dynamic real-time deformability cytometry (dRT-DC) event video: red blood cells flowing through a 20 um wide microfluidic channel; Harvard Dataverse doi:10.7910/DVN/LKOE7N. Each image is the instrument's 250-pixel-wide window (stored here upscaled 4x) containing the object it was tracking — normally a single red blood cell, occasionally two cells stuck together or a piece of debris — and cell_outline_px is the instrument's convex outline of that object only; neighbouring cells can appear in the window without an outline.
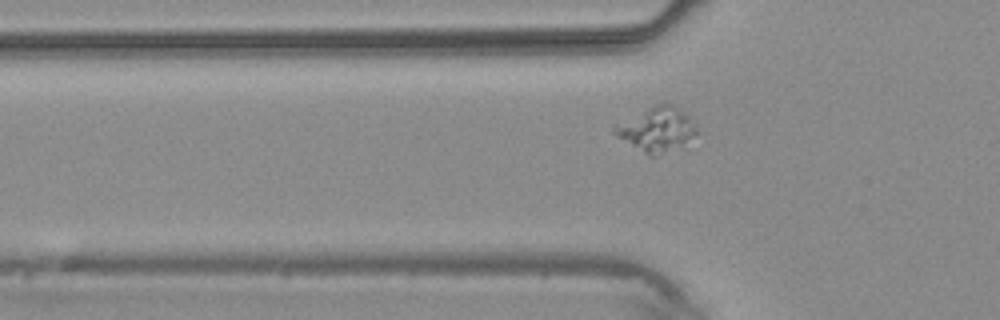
{"species": "common noctule bat (a hibernating species)", "species_latin": "Nyctalus noctula", "temperature_condition": "warm", "stored_images_in_passage": 5, "camera_frame_rate_fps": 3000, "um_per_image_px": 0.085, "animal": {"sex": "male", "body_mass_g": 20.4}, "frame": {"image": 1, "passage_image": 4, "time_ms": 3.667, "image_size_px": [1000, 320], "cell_outline_px": [[700, 132], [680, 144], [652, 156], [648, 156], [616, 136], [612, 132], [612, 128], [648, 108], [656, 104], [676, 104], [696, 124]], "centroid_in_image_um": [55.84, 10.97], "position_along_channel_um": 70.0, "area_um2": 20.4}}